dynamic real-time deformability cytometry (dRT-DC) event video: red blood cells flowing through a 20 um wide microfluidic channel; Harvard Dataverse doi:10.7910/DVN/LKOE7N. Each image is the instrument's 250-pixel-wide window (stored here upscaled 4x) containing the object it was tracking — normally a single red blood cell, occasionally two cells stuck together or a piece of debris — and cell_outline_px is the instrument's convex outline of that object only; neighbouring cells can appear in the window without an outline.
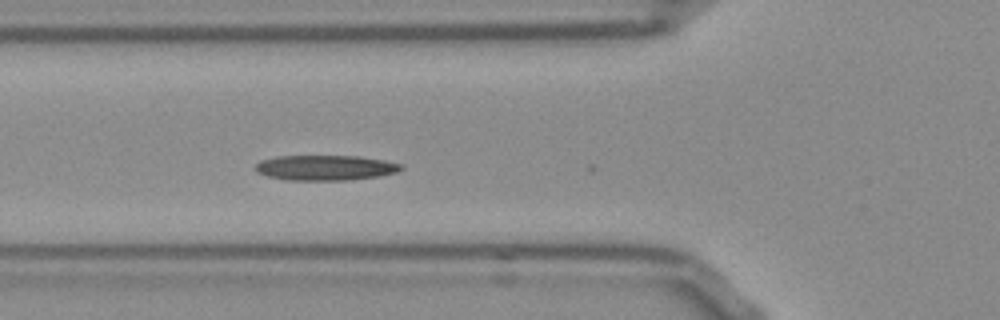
{"species": "Egyptian fruit bat (a non-hibernating species)", "species_latin": "Rousettus aegyptiacus", "temperature_condition": "room temperature", "stored_images_in_passage": 4, "camera_frame_rate_fps": 3000, "um_per_image_px": 0.085, "frame": {"image": 1, "passage_image": 2, "time_ms": 0.333, "image_size_px": [1000, 320], "cell_outline_px": [[404, 168], [396, 172], [380, 176], [348, 180], [284, 180], [268, 176], [256, 172], [256, 164], [260, 160], [276, 156], [360, 156], [384, 160], [404, 164]], "centroid_in_image_um": [27.67, 14.25], "position_along_channel_um": 98.1, "area_um2": 21.56}}